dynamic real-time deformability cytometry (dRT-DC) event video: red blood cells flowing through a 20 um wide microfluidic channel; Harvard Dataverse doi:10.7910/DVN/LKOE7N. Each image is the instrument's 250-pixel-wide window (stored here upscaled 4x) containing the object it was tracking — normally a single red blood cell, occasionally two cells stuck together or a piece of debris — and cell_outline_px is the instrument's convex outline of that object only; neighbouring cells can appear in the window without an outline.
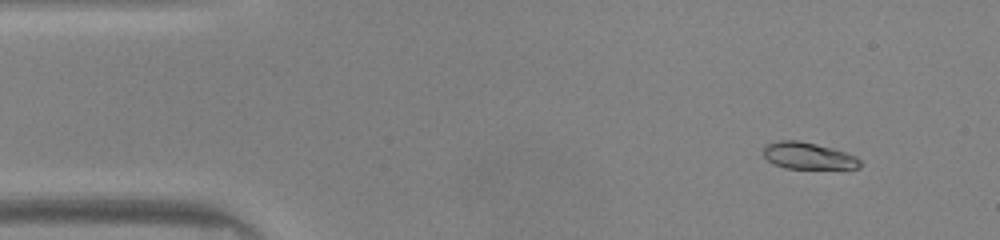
{"species": "common noctule bat (a hibernating species)", "species_latin": "Nyctalus noctula", "temperature_condition": "warm", "stored_images_in_passage": 49, "camera_frame_rate_fps": 3000, "um_per_image_px": 0.085, "animal": {"sex": "male", "body_mass_g": 20.0, "forearm_length_mm": 53.3}, "frame": {"image": 1, "passage_image": 5, "time_ms": 1.333, "image_size_px": [1000, 240], "cell_outline_px": [[860, 168], [784, 168], [772, 164], [764, 156], [764, 148], [768, 144], [780, 140], [800, 140], [848, 152], [856, 156], [860, 160]], "centroid_in_image_um": [68.7, 13.24], "position_along_channel_um": 16.3, "area_um2": 15.03}}
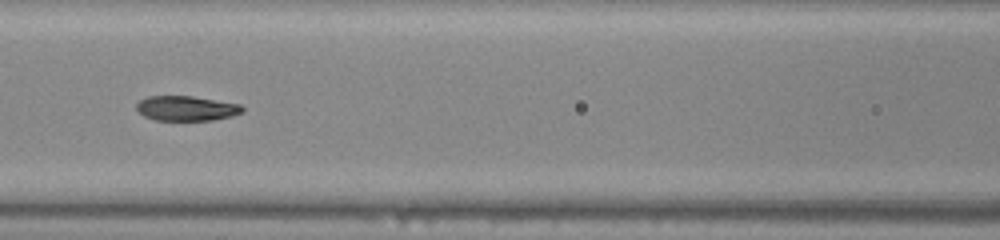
{"frame": {"image": 2, "passage_image": 21, "time_ms": 6.667, "image_size_px": [1000, 240], "cell_outline_px": [[244, 112], [232, 116], [212, 120], [156, 120], [144, 116], [136, 112], [136, 104], [140, 100], [148, 96], [192, 96], [240, 104], [244, 108]], "centroid_in_image_um": [15.83, 9.21], "position_along_channel_um": 150.8, "area_um2": 15.43}}
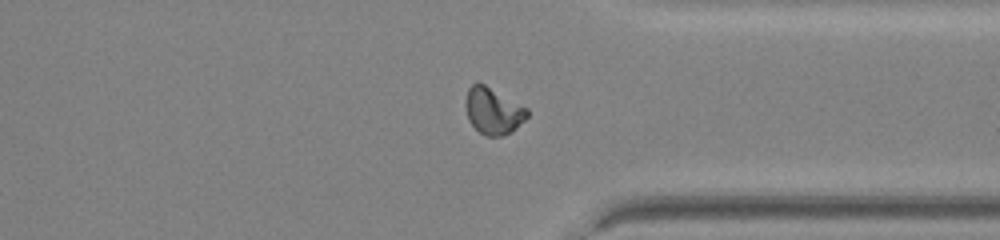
{"frame": {"image": 3, "passage_image": 37, "time_ms": 12.0, "image_size_px": [1000, 240], "cell_outline_px": [[528, 116], [512, 132], [504, 136], [484, 136], [468, 120], [464, 104], [464, 100], [468, 88], [472, 84], [484, 84], [528, 108]], "centroid_in_image_um": [41.9, 9.44], "position_along_channel_um": 369.5, "area_um2": 16.76}, "authors_computed_cell_mechanics": {"area_um2": 16.0106, "velocity_mm_per_s": 4.1637, "shape_relaxation_time_tau1_ms": 10.1422, "shape_relaxation_time_tau2_ms": 1.2245, "deformation_change_tau1": 0.3268, "deformation_change_tau2": 0.0436}}